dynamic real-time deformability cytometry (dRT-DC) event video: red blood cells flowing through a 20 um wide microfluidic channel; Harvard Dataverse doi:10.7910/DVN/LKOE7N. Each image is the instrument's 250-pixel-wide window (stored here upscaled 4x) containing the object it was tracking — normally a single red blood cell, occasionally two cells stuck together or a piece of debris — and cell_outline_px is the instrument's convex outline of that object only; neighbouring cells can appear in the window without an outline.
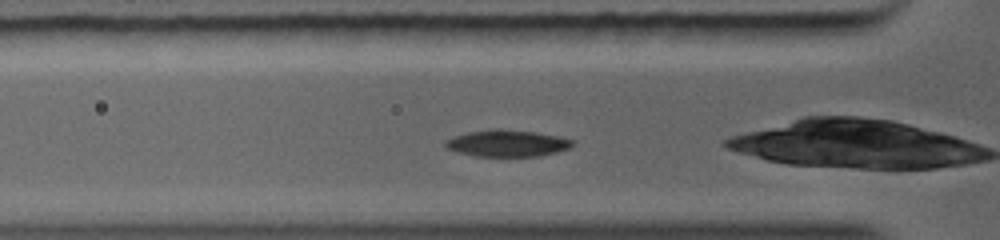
{"species": "common noctule bat (a hibernating species)", "species_latin": "Nyctalus noctula", "temperature_condition": "warm", "stored_images_in_passage": 32, "camera_frame_rate_fps": 5000, "um_per_image_px": 0.085, "animal": {"sex": "female", "body_mass_g": 19.0, "forearm_length_mm": 56.7}, "frame": {"image": 1, "passage_image": 2, "time_ms": 0.2, "image_size_px": [1000, 240], "cell_outline_px": [[576, 144], [572, 148], [540, 156], [476, 156], [456, 152], [444, 148], [444, 140], [452, 136], [468, 132], [492, 128], [500, 128], [536, 132], [560, 136], [576, 140]], "centroid_in_image_um": [43.13, 12.17], "position_along_channel_um": 82.7, "area_um2": 20.35}}
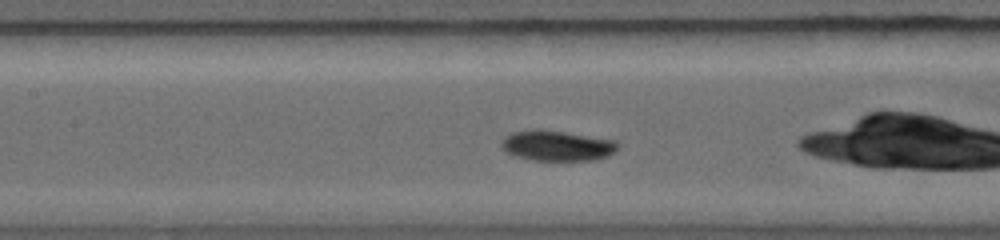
{"frame": {"image": 2, "passage_image": 7, "time_ms": 1.8, "image_size_px": [1000, 240], "cell_outline_px": [[620, 148], [616, 152], [608, 156], [596, 160], [532, 160], [516, 156], [508, 152], [500, 144], [500, 140], [504, 136], [512, 132], [532, 128], [536, 128], [564, 132], [616, 140], [620, 144]], "centroid_in_image_um": [47.38, 12.37], "position_along_channel_um": 160.0, "area_um2": 20.92}}
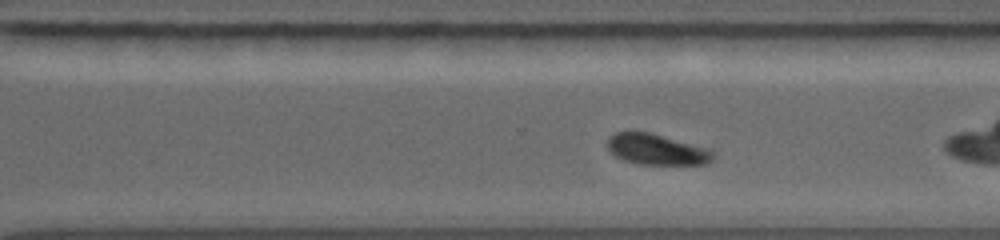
{"frame": {"image": 3, "passage_image": 27, "time_ms": 5.0, "image_size_px": [1000, 240], "cell_outline_px": [[716, 156], [708, 164], [636, 164], [624, 160], [616, 156], [608, 148], [608, 136], [616, 132], [648, 132], [708, 148], [716, 152]], "centroid_in_image_um": [55.85, 12.71], "position_along_channel_um": 314.7, "area_um2": 18.9}}